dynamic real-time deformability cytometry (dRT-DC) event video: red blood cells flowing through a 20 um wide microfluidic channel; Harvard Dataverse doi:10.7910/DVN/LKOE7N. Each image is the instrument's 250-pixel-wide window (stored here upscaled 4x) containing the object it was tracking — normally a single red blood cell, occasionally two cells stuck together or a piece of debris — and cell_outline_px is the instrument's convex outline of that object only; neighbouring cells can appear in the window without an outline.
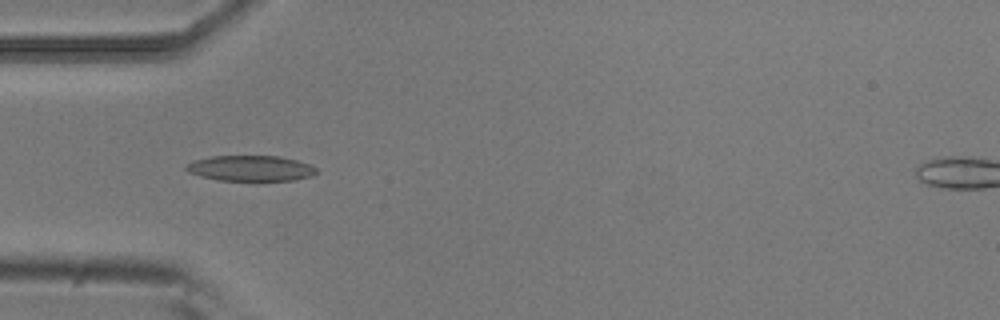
{"species": "common noctule bat (a hibernating species)", "species_latin": "Nyctalus noctula", "temperature_condition": "room temperature", "stored_images_in_passage": 6, "camera_frame_rate_fps": 3000, "um_per_image_px": 0.085, "animal": {"sex": "male", "body_mass_g": 20.5, "forearm_length_mm": 52.5}, "frame": {"image": 1, "passage_image": 5, "time_ms": 1.333, "image_size_px": [1000, 320], "cell_outline_px": [[320, 172], [312, 176], [292, 180], [220, 180], [200, 176], [188, 172], [184, 168], [184, 164], [192, 160], [212, 156], [280, 156], [296, 160], [308, 164], [316, 168]], "centroid_in_image_um": [21.27, 14.29], "position_along_channel_um": 63.7, "area_um2": 19.48}}
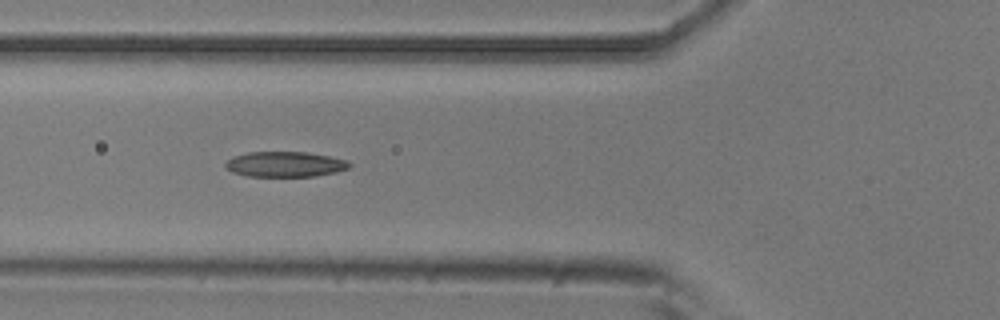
{"frame": {"image": 2, "passage_image": 6, "time_ms": 1.667, "image_size_px": [1000, 320], "cell_outline_px": [[352, 164], [348, 168], [336, 172], [316, 176], [248, 176], [232, 172], [224, 164], [232, 156], [248, 152], [308, 152], [348, 160]], "centroid_in_image_um": [24.24, 13.95], "position_along_channel_um": 101.6, "area_um2": 18.26}}